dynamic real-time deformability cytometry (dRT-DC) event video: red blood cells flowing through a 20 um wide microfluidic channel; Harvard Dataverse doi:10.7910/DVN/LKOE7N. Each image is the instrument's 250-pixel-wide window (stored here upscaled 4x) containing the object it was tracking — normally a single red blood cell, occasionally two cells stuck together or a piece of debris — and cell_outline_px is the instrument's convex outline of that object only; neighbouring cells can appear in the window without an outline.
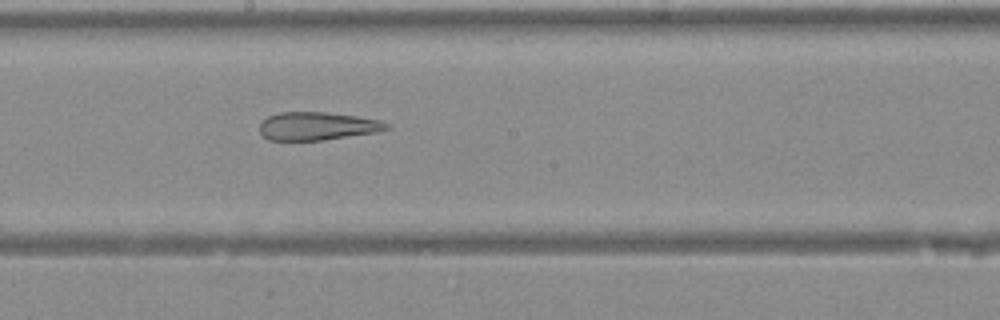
{"species": "Egyptian fruit bat (a non-hibernating species)", "species_latin": "Rousettus aegyptiacus", "temperature_condition": "warm", "stored_images_in_passage": 30, "camera_frame_rate_fps": 3000, "um_per_image_px": 0.085, "animal": {"sex": "female"}, "frame": {"image": 1, "passage_image": 12, "time_ms": 3.667, "image_size_px": [1000, 320], "cell_outline_px": [[392, 128], [376, 132], [324, 140], [268, 140], [260, 132], [260, 124], [268, 116], [280, 112], [324, 112], [356, 116], [380, 120], [388, 124]], "centroid_in_image_um": [26.98, 10.72], "position_along_channel_um": 221.2, "area_um2": 20.69}}
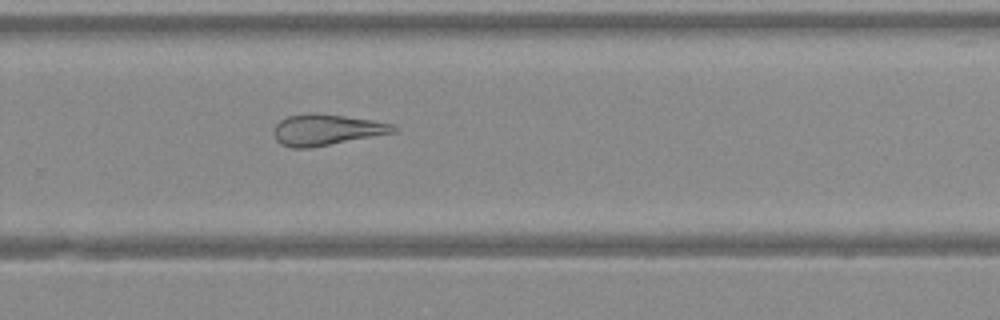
{"frame": {"image": 2, "passage_image": 17, "time_ms": 5.333, "image_size_px": [1000, 320], "cell_outline_px": [[400, 128], [396, 132], [308, 148], [292, 148], [280, 144], [276, 140], [272, 132], [276, 124], [280, 120], [288, 116], [308, 112], [320, 112], [372, 120], [392, 124]], "centroid_in_image_um": [27.72, 11.01], "position_along_channel_um": 302.1, "area_um2": 21.85}}
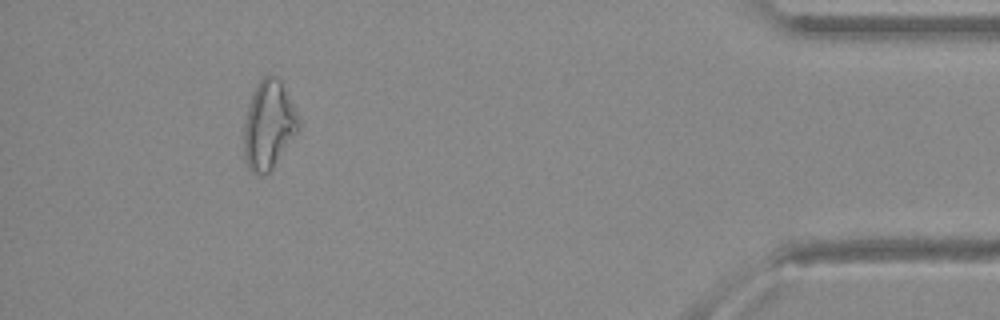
{"frame": {"image": 3, "passage_image": 27, "time_ms": 8.667, "image_size_px": [1000, 320], "cell_outline_px": [[300, 132], [272, 168], [268, 172], [252, 172], [248, 168], [244, 156], [244, 124], [248, 104], [252, 92], [260, 80], [264, 76], [276, 76], [280, 80], [296, 112], [300, 124]], "centroid_in_image_um": [22.84, 10.63], "position_along_channel_um": 412.4, "area_um2": 28.03}}